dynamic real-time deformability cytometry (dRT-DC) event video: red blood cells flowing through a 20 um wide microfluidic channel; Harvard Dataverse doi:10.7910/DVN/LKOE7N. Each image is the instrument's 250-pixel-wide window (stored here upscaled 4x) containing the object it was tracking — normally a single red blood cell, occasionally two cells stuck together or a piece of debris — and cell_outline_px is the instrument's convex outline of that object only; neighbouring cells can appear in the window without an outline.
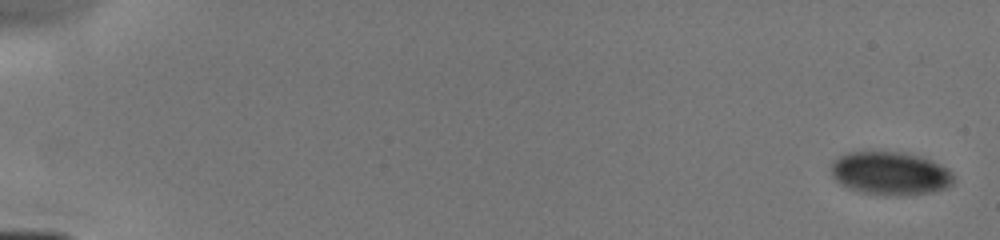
{"species": "human", "species_latin": "Homo sapiens", "temperature_condition": "cold", "stored_images_in_passage": 34, "camera_frame_rate_fps": 3000, "um_per_image_px": 0.085, "donor": {"sex": "male"}, "frame": {"image": 1, "passage_image": 1, "time_ms": 0.0, "image_size_px": [1000, 240], "cell_outline_px": [[952, 184], [944, 188], [932, 192], [904, 196], [884, 196], [860, 192], [848, 188], [840, 184], [832, 176], [832, 160], [848, 152], [900, 152], [920, 156], [932, 160], [948, 168], [952, 172]], "centroid_in_image_um": [75.66, 14.75], "position_along_channel_um": 9.3, "area_um2": 31.1}}
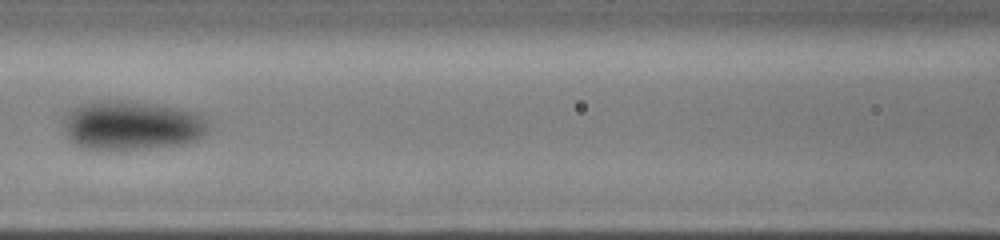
{"frame": {"image": 2, "passage_image": 19, "time_ms": 7.667, "image_size_px": [1000, 240], "cell_outline_px": [[208, 132], [204, 136], [196, 140], [184, 144], [148, 148], [84, 148], [68, 140], [64, 128], [64, 120], [68, 112], [72, 108], [80, 104], [92, 100], [128, 100], [156, 104], [196, 112], [208, 124]], "centroid_in_image_um": [11.19, 10.63], "position_along_channel_um": 155.4, "area_um2": 41.5}}
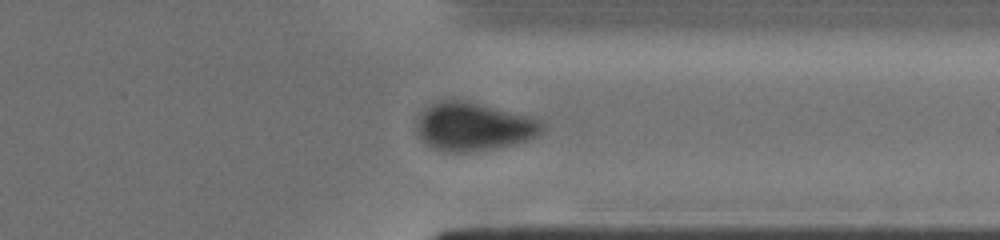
{"frame": {"image": 3, "passage_image": 33, "time_ms": 12.667, "image_size_px": [1000, 240], "cell_outline_px": [[544, 132], [528, 140], [516, 144], [496, 148], [472, 152], [444, 152], [432, 148], [420, 140], [416, 132], [416, 120], [424, 108], [432, 104], [444, 100], [464, 100], [532, 116], [540, 120], [544, 124]], "centroid_in_image_um": [40.25, 10.78], "position_along_channel_um": 371.1, "area_um2": 35.89}}